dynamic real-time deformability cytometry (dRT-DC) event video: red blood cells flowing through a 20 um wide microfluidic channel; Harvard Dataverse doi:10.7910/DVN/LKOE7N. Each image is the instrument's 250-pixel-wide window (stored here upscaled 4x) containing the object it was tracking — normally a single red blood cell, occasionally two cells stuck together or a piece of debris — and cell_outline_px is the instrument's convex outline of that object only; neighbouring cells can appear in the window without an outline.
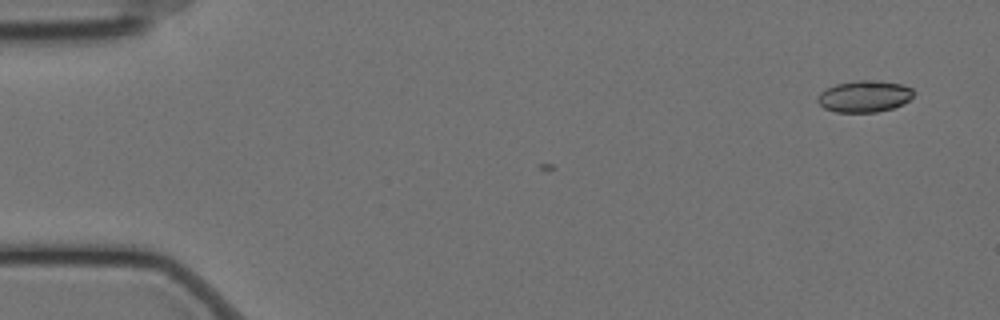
{"species": "Egyptian fruit bat (a non-hibernating species)", "species_latin": "Rousettus aegyptiacus", "temperature_condition": "cold", "stored_images_in_passage": 3, "camera_frame_rate_fps": 3000, "um_per_image_px": 0.085, "animal": {"sex": "female"}, "frame": {"image": 1, "passage_image": 3, "time_ms": 0.667, "image_size_px": [1000, 320], "cell_outline_px": [[912, 96], [904, 104], [892, 108], [876, 112], [836, 112], [824, 108], [816, 100], [820, 92], [836, 84], [856, 80], [880, 80], [900, 84], [912, 88]], "centroid_in_image_um": [73.46, 8.18], "position_along_channel_um": 11.5, "area_um2": 17.63}}